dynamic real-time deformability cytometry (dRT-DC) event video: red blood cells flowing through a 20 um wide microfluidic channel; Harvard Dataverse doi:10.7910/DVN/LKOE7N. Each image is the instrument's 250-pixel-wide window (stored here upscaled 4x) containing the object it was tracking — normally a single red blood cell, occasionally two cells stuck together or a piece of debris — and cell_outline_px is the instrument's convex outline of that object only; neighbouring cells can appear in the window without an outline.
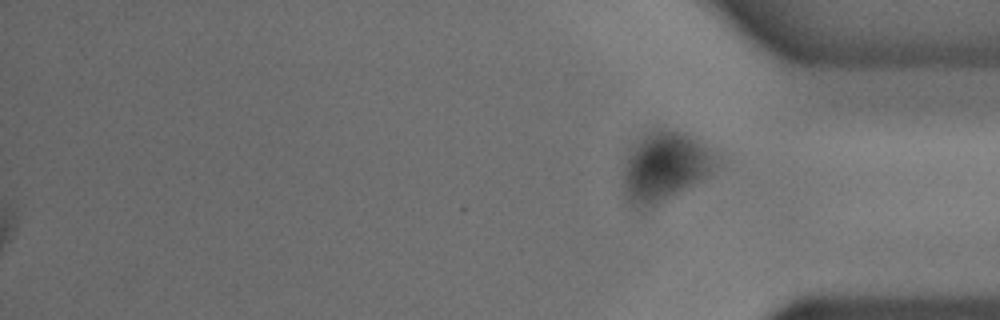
{"species": "common noctule bat (a hibernating species)", "species_latin": "Nyctalus noctula", "temperature_condition": "cold", "stored_images_in_passage": 52, "segment_of_instrument_passage": [2, 2], "camera_frame_rate_fps": 3000, "um_per_image_px": 0.085, "animal": {"sex": "male", "body_mass_g": 18.8}, "frame": {"image": 1, "passage_image": 52, "time_ms": 17.0, "image_size_px": [1000, 320], "cell_outline_px": [[716, 164], [704, 176], [676, 192], [652, 204], [640, 208], [636, 208], [624, 196], [624, 164], [632, 144], [644, 132], [656, 128], [664, 128], [692, 136], [708, 148], [712, 152]], "centroid_in_image_um": [56.4, 14.07], "position_along_channel_um": 378.8, "area_um2": 36.13}}